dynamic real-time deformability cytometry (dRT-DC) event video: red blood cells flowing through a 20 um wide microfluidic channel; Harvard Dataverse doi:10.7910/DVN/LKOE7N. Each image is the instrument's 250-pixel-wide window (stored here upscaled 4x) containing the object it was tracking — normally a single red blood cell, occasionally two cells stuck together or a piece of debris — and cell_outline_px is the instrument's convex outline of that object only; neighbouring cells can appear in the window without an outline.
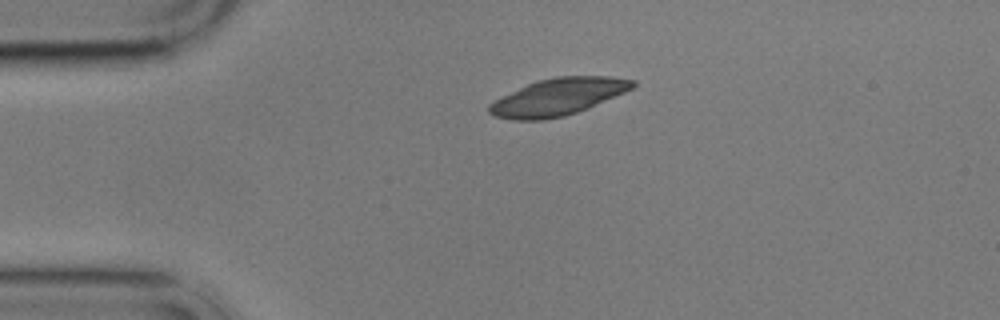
{"species": "common noctule bat (a hibernating species)", "species_latin": "Nyctalus noctula", "temperature_condition": "cold", "stored_images_in_passage": 2, "camera_frame_rate_fps": 3000, "um_per_image_px": 0.085, "animal": {"sex": "male", "body_mass_g": 17.9}, "frame": {"image": 1, "passage_image": 1, "time_ms": 0.0, "image_size_px": [1000, 320], "cell_outline_px": [[636, 84], [632, 88], [624, 92], [588, 108], [564, 116], [544, 120], [512, 120], [496, 116], [488, 112], [488, 104], [536, 80], [556, 76], [612, 76], [636, 80]], "centroid_in_image_um": [47.45, 8.23], "position_along_channel_um": 37.6, "area_um2": 30.69}}